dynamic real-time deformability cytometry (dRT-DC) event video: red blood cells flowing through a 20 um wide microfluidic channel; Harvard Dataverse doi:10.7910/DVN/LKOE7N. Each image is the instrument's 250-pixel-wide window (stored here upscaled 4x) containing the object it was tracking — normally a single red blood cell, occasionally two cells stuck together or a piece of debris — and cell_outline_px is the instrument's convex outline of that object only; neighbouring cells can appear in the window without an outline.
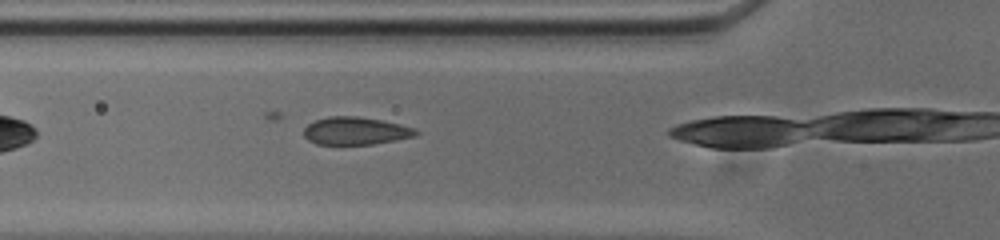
{"species": "common noctule bat (a hibernating species)", "species_latin": "Nyctalus noctula", "temperature_condition": "cold", "stored_images_in_passage": 4, "camera_frame_rate_fps": 3000, "um_per_image_px": 0.085, "animal": {"sex": "male", "body_mass_g": 20.0, "forearm_length_mm": 53.3}, "frame": {"image": 1, "passage_image": 3, "time_ms": 0.667, "image_size_px": [1000, 240], "cell_outline_px": [[420, 132], [416, 136], [396, 140], [372, 144], [316, 144], [308, 140], [304, 136], [304, 128], [308, 124], [316, 120], [328, 116], [356, 116], [380, 120], [400, 124], [416, 128]], "centroid_in_image_um": [30.24, 11.12], "position_along_channel_um": 95.6, "area_um2": 18.09}}